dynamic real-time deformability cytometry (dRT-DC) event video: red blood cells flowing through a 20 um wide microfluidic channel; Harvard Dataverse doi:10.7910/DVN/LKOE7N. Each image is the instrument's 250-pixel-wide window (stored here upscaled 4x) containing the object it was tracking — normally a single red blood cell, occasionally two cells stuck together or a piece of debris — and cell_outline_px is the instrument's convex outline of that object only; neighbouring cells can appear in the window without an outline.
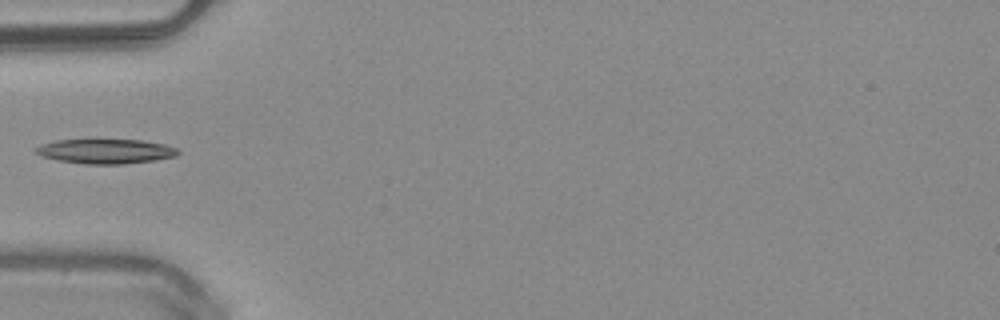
{"species": "common noctule bat (a hibernating species)", "species_latin": "Nyctalus noctula", "temperature_condition": "warm", "stored_images_in_passage": 8, "camera_frame_rate_fps": 3000, "um_per_image_px": 0.085, "animal": {"sex": "male", "body_mass_g": 20.4}, "frame": {"image": 1, "passage_image": 1, "time_ms": 0.0, "image_size_px": [1000, 320], "cell_outline_px": [[180, 152], [176, 156], [156, 160], [124, 164], [84, 164], [56, 160], [40, 156], [32, 152], [32, 148], [40, 144], [56, 140], [140, 140], [164, 144], [176, 148]], "centroid_in_image_um": [8.9, 12.87], "position_along_channel_um": 76.1, "area_um2": 20.63}}